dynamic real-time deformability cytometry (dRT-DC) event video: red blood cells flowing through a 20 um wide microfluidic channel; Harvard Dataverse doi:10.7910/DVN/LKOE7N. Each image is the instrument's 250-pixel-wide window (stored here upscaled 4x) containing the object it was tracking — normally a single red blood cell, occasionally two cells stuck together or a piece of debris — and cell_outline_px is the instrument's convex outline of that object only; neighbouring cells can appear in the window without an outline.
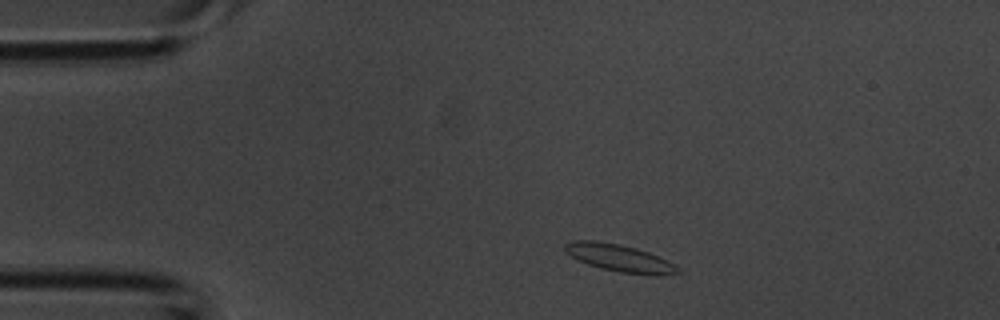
{"species": "common noctule bat (a hibernating species)", "species_latin": "Nyctalus noctula", "temperature_condition": "room temperature", "stored_images_in_passage": 36, "camera_frame_rate_fps": 3000, "um_per_image_px": 0.085, "animal": {"sex": "male", "body_mass_g": 20.1, "forearm_length_mm": 53.5}, "frame": {"image": 1, "passage_image": 1, "time_ms": 0.0, "image_size_px": [1000, 320], "cell_outline_px": [[680, 272], [620, 272], [600, 268], [588, 264], [572, 256], [564, 248], [564, 244], [572, 240], [596, 240], [620, 244], [636, 248], [648, 252], [680, 268]], "centroid_in_image_um": [52.49, 21.86], "position_along_channel_um": 32.5, "area_um2": 16.82}}
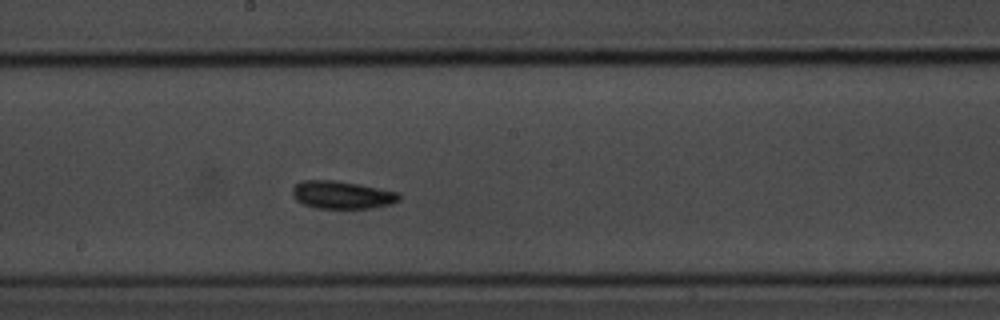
{"frame": {"image": 2, "passage_image": 16, "time_ms": 5.0, "image_size_px": [1000, 320], "cell_outline_px": [[400, 200], [388, 204], [372, 208], [316, 208], [304, 204], [296, 200], [292, 196], [292, 188], [300, 180], [336, 180], [396, 192], [400, 196]], "centroid_in_image_um": [28.99, 16.56], "position_along_channel_um": 219.2, "area_um2": 17.05}}
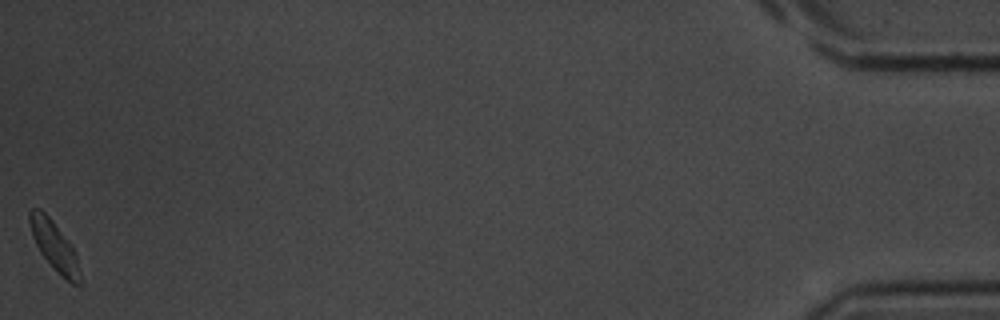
{"frame": {"image": 3, "passage_image": 36, "time_ms": 11.667, "image_size_px": [1000, 320], "cell_outline_px": [[84, 284], [72, 284], [56, 272], [40, 252], [32, 236], [28, 220], [28, 212], [32, 208], [40, 208], [52, 220], [72, 244], [84, 280]], "centroid_in_image_um": [4.66, 20.95], "position_along_channel_um": 430.5, "area_um2": 14.85}}